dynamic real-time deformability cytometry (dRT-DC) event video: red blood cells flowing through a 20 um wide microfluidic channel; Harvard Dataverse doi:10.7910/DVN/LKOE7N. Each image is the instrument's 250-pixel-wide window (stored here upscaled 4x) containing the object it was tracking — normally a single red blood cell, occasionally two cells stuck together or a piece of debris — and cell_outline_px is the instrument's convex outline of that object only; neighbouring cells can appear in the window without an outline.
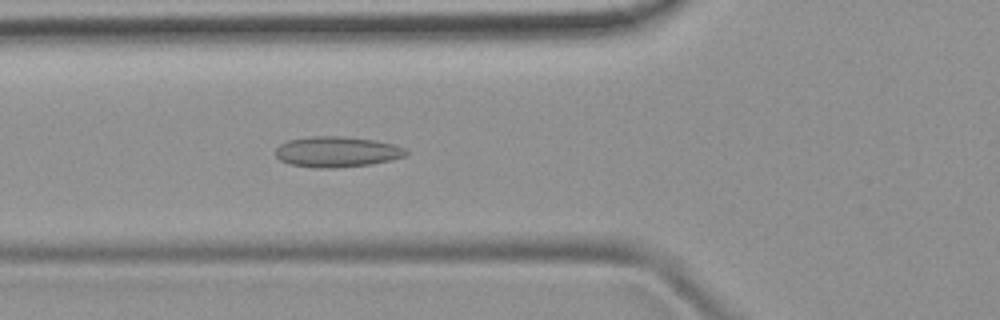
{"species": "common noctule bat (a hibernating species)", "species_latin": "Nyctalus noctula", "temperature_condition": "room temperature", "stored_images_in_passage": 45, "camera_frame_rate_fps": 3000, "um_per_image_px": 0.085, "animal": {"sex": "female", "body_mass_g": 19.9}, "frame": {"image": 1, "passage_image": 13, "time_ms": 4.0, "image_size_px": [1000, 320], "cell_outline_px": [[408, 152], [404, 156], [392, 160], [372, 164], [336, 168], [312, 168], [288, 164], [280, 160], [276, 156], [276, 148], [280, 144], [288, 140], [312, 136], [344, 136], [376, 140], [392, 144], [404, 148]], "centroid_in_image_um": [28.61, 12.91], "position_along_channel_um": 97.2, "area_um2": 23.47}}
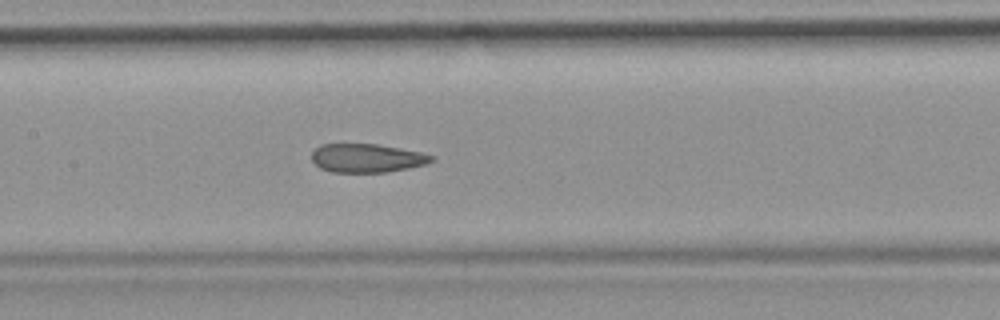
{"frame": {"image": 2, "passage_image": 19, "time_ms": 6.0, "image_size_px": [1000, 320], "cell_outline_px": [[436, 160], [424, 164], [408, 168], [388, 172], [332, 172], [320, 168], [312, 160], [312, 152], [320, 144], [376, 144], [420, 152], [436, 156]], "centroid_in_image_um": [31.19, 13.44], "position_along_channel_um": 176.2, "area_um2": 19.94}}
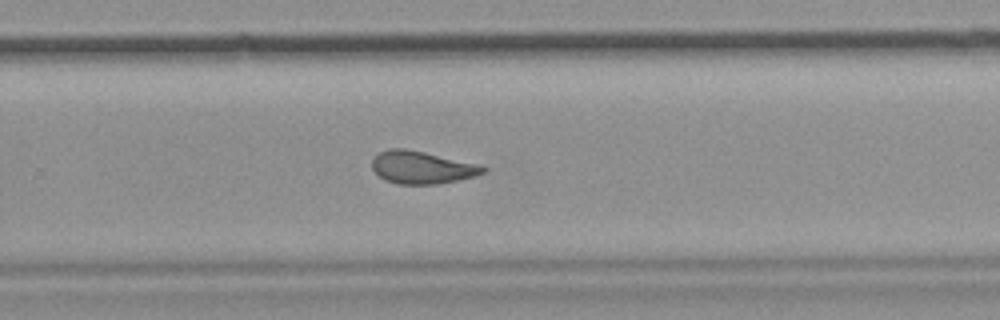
{"frame": {"image": 3, "passage_image": 28, "time_ms": 9.0, "image_size_px": [1000, 320], "cell_outline_px": [[488, 168], [484, 172], [476, 176], [436, 184], [396, 184], [384, 180], [372, 168], [372, 160], [380, 152], [388, 148], [404, 148], [424, 152], [480, 164]], "centroid_in_image_um": [35.86, 14.23], "position_along_channel_um": 293.9, "area_um2": 21.04}, "authors_computed_cell_mechanics": {"area_um2": 21.7328, "velocity_mm_per_s": 3.9479, "shape_relaxation_time_tau1_ms": null, "shape_relaxation_time_tau2_ms": 1.9076, "deformation_change_tau1": null, "deformation_change_tau2": 0.0775}}